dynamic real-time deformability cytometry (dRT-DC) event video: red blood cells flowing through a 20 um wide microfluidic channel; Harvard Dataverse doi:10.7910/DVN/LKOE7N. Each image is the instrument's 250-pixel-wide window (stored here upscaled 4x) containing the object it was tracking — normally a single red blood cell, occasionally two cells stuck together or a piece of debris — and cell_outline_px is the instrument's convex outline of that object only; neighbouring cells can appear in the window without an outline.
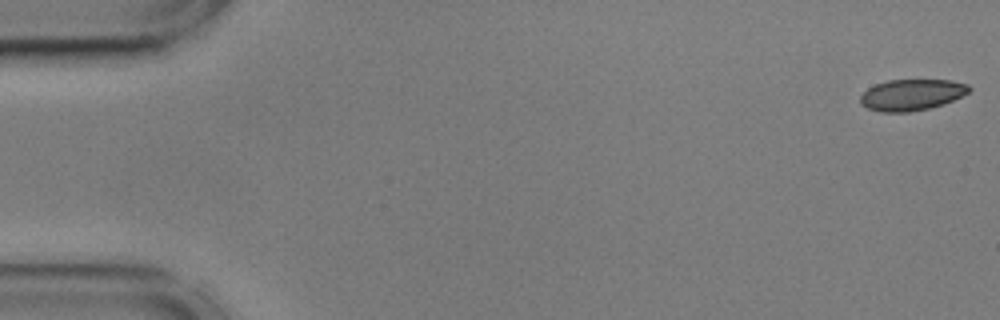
{"species": "common noctule bat (a hibernating species)", "species_latin": "Nyctalus noctula", "temperature_condition": "cold", "stored_images_in_passage": 9, "camera_frame_rate_fps": 3000, "um_per_image_px": 0.085, "animal": {"sex": "male", "body_mass_g": 17.9, "forearm_length_mm": 54.2}, "frame": {"image": 1, "passage_image": 1, "time_ms": 0.0, "image_size_px": [1000, 320], "cell_outline_px": [[972, 88], [968, 92], [944, 104], [928, 108], [908, 112], [880, 112], [868, 108], [860, 104], [860, 96], [868, 88], [876, 84], [888, 80], [948, 80], [968, 84]], "centroid_in_image_um": [77.47, 8.06], "position_along_channel_um": 7.5, "area_um2": 19.65}}